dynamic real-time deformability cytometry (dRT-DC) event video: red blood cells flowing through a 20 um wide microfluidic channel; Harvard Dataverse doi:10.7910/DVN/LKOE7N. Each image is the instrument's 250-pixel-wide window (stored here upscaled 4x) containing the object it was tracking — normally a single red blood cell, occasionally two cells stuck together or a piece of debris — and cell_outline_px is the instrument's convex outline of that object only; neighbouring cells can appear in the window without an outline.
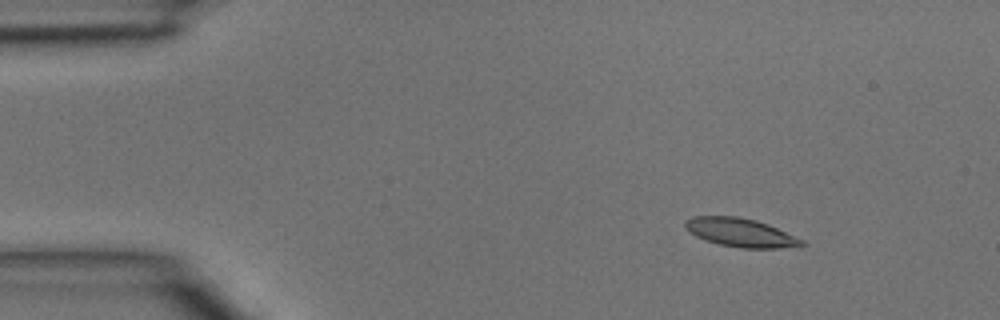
{"species": "common noctule bat (a hibernating species)", "species_latin": "Nyctalus noctula", "temperature_condition": "room temperature", "stored_images_in_passage": 4, "camera_frame_rate_fps": 3000, "um_per_image_px": 0.085, "animal": {"sex": "male", "body_mass_g": 15.6}, "frame": {"image": 1, "passage_image": 2, "time_ms": 0.333, "image_size_px": [1000, 320], "cell_outline_px": [[804, 244], [800, 248], [740, 248], [720, 244], [696, 236], [684, 228], [684, 220], [692, 216], [736, 216], [756, 220], [768, 224], [804, 240]], "centroid_in_image_um": [62.97, 19.77], "position_along_channel_um": 22.0, "area_um2": 19.54}}
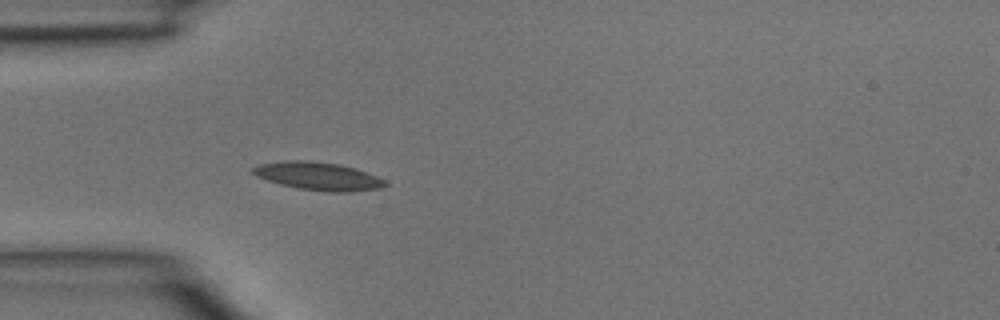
{"frame": {"image": 2, "passage_image": 4, "time_ms": 1.0, "image_size_px": [1000, 320], "cell_outline_px": [[388, 184], [380, 188], [348, 192], [328, 192], [296, 188], [280, 184], [256, 176], [252, 172], [252, 168], [260, 164], [284, 160], [312, 160], [340, 164], [356, 168], [376, 176], [384, 180]], "centroid_in_image_um": [27.04, 14.96], "position_along_channel_um": 58.0, "area_um2": 21.68}}